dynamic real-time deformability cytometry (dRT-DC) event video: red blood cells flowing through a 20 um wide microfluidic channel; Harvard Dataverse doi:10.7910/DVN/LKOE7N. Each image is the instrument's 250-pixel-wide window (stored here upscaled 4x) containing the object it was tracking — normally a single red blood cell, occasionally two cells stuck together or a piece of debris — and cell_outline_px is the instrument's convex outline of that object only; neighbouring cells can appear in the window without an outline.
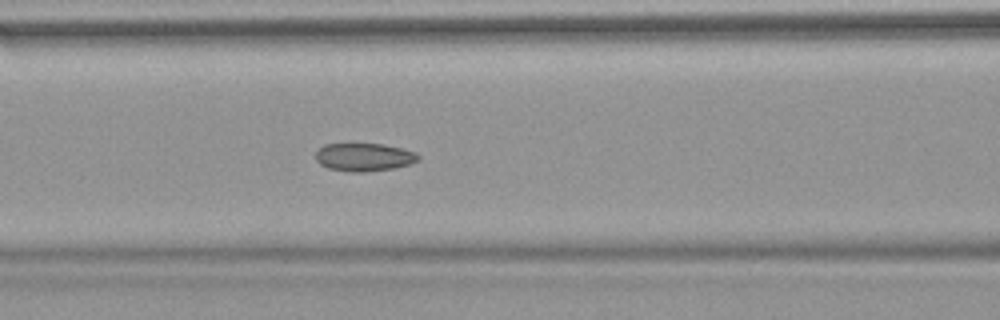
{"species": "common noctule bat (a hibernating species)", "species_latin": "Nyctalus noctula", "temperature_condition": "warm", "stored_images_in_passage": 53, "camera_frame_rate_fps": 3000, "um_per_image_px": 0.085, "animal": {"sex": "female", "body_mass_g": 18.4}, "frame": {"image": 1, "passage_image": 23, "time_ms": 7.333, "image_size_px": [1000, 320], "cell_outline_px": [[420, 160], [396, 168], [364, 172], [352, 172], [328, 168], [320, 164], [316, 160], [316, 152], [324, 144], [384, 144], [416, 152], [420, 156]], "centroid_in_image_um": [30.96, 13.36], "position_along_channel_um": 135.6, "area_um2": 16.76}, "authors_computed_cell_mechanics": {"area_um2": 17.1666, "velocity_mm_per_s": 3.8193, "shape_relaxation_time_tau1_ms": null, "shape_relaxation_time_tau2_ms": 2.1167, "deformation_change_tau1": null, "deformation_change_tau2": 0.0659}}